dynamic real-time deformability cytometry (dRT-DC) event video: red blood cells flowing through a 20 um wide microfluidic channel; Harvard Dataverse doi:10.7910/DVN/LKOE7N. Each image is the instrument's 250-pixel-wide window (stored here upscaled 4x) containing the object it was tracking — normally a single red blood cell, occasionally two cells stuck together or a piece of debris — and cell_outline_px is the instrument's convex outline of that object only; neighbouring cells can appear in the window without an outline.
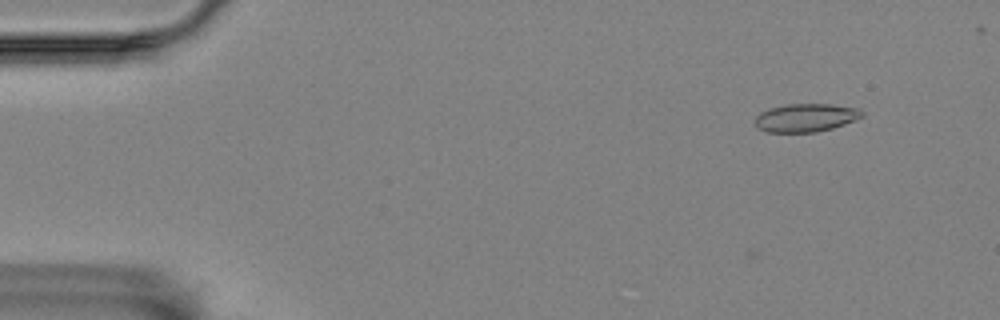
{"species": "Egyptian fruit bat (a non-hibernating species)", "species_latin": "Rousettus aegyptiacus", "temperature_condition": "room temperature", "stored_images_in_passage": 5, "camera_frame_rate_fps": 3000, "um_per_image_px": 0.085, "animal": {"sex": "female"}, "frame": {"image": 1, "passage_image": 2, "time_ms": 0.333, "image_size_px": [1000, 320], "cell_outline_px": [[864, 116], [856, 120], [832, 128], [816, 132], [768, 132], [756, 128], [752, 120], [760, 112], [768, 108], [784, 104], [832, 104], [860, 108], [864, 112]], "centroid_in_image_um": [68.47, 10.0], "position_along_channel_um": 16.5, "area_um2": 17.98}}
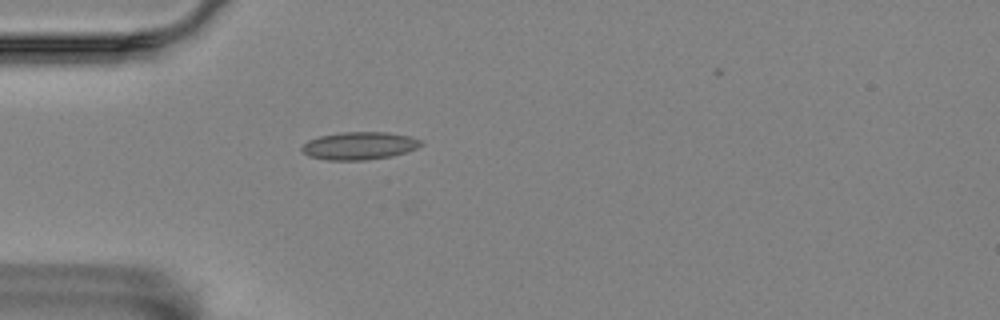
{"frame": {"image": 2, "passage_image": 5, "time_ms": 1.333, "image_size_px": [1000, 320], "cell_outline_px": [[424, 144], [416, 148], [392, 156], [364, 160], [328, 160], [308, 156], [300, 148], [308, 140], [320, 136], [340, 132], [388, 132], [412, 136], [424, 140]], "centroid_in_image_um": [30.58, 12.38], "position_along_channel_um": 54.4, "area_um2": 19.36}}